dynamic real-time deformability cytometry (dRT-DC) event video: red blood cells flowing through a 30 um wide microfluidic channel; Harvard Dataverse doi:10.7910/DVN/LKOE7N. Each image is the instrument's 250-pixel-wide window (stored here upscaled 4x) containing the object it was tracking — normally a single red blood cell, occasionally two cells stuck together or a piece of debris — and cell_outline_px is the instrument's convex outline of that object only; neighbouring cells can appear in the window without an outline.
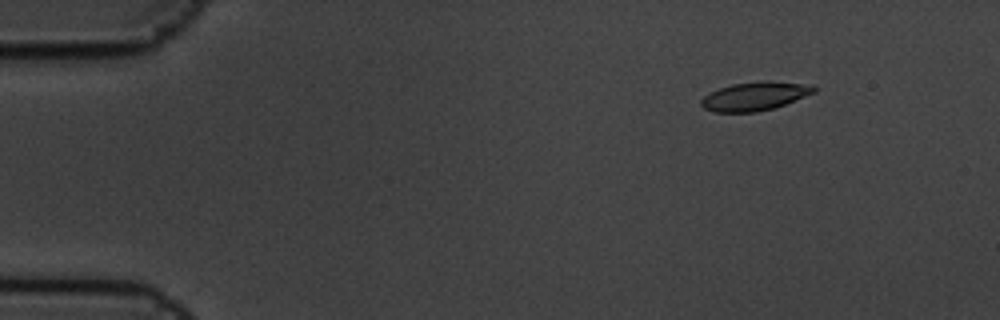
{"species": "common noctule bat (a hibernating species)", "species_latin": "Nyctalus noctula", "temperature_condition": "cold", "stored_images_in_passage": 6, "camera_frame_rate_fps": 3000, "um_per_image_px": 0.085, "animal": {"sex": "male", "body_mass_g": 19.5, "forearm_length_mm": 54.6}, "frame": {"image": 1, "passage_image": 3, "time_ms": 0.667, "image_size_px": [1000, 320], "cell_outline_px": [[816, 92], [784, 104], [772, 108], [756, 112], [716, 112], [704, 108], [700, 104], [700, 100], [704, 96], [720, 88], [732, 84], [812, 84], [816, 88]], "centroid_in_image_um": [64.1, 8.24], "position_along_channel_um": 20.9, "area_um2": 17.57}}
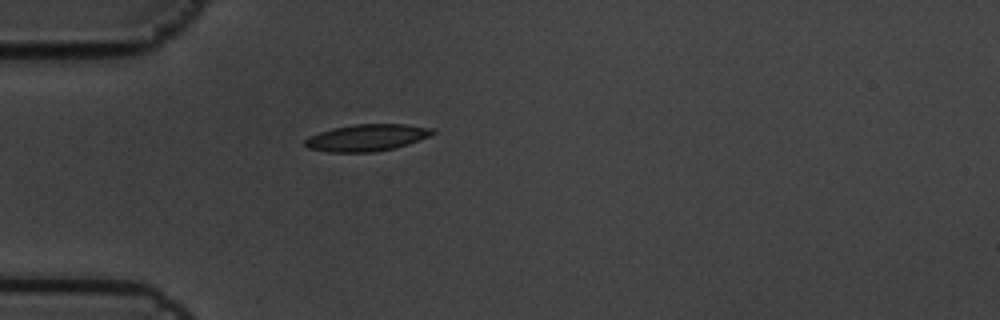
{"frame": {"image": 2, "passage_image": 5, "time_ms": 1.333, "image_size_px": [1000, 320], "cell_outline_px": [[436, 132], [428, 136], [392, 148], [372, 152], [328, 152], [308, 148], [304, 144], [304, 140], [308, 136], [332, 128], [356, 124], [404, 124], [436, 128]], "centroid_in_image_um": [31.14, 11.69], "position_along_channel_um": 53.9, "area_um2": 19.71}}